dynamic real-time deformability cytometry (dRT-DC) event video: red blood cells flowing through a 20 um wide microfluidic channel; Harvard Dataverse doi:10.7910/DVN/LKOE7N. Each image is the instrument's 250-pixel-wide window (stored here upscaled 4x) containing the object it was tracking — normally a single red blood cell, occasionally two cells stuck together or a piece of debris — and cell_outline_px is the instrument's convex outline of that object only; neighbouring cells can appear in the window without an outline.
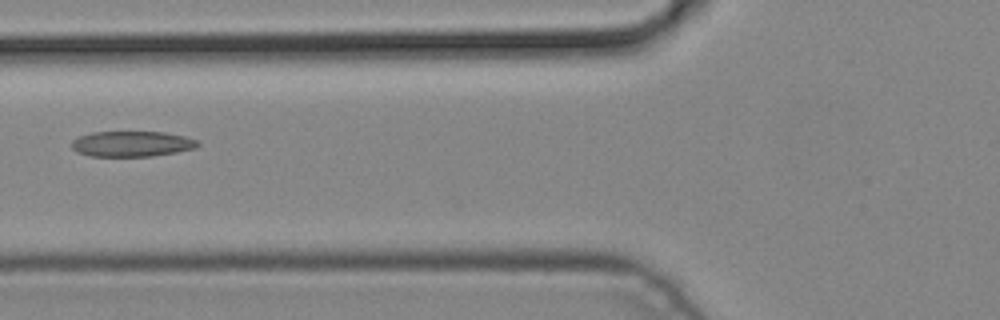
{"species": "common noctule bat (a hibernating species)", "species_latin": "Nyctalus noctula", "temperature_condition": "cold", "stored_images_in_passage": 3, "camera_frame_rate_fps": 3000, "um_per_image_px": 0.085, "animal": {"sex": "male", "body_mass_g": 19.2, "forearm_length_mm": 51.8}, "frame": {"image": 1, "passage_image": 3, "time_ms": 0.667, "image_size_px": [1000, 320], "cell_outline_px": [[200, 144], [196, 148], [176, 152], [152, 156], [92, 156], [76, 152], [72, 148], [72, 140], [80, 136], [92, 132], [164, 132], [184, 136], [196, 140]], "centroid_in_image_um": [11.2, 12.23], "position_along_channel_um": 114.6, "area_um2": 18.67}}